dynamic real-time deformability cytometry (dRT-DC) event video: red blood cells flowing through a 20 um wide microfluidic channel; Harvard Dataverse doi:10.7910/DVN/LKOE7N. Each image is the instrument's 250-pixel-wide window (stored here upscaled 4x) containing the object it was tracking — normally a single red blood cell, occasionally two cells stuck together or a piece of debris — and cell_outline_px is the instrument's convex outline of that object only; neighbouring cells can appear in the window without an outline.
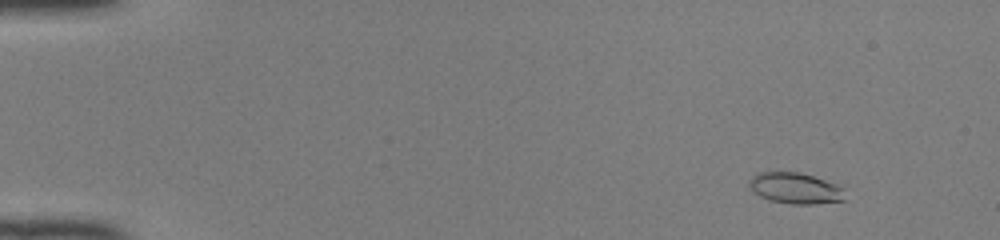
{"species": "common noctule bat (a hibernating species)", "species_latin": "Nyctalus noctula", "temperature_condition": "room temperature", "stored_images_in_passage": 47, "camera_frame_rate_fps": 3000, "um_per_image_px": 0.085, "animal": {"sex": "female", "body_mass_g": 22.0, "forearm_length_mm": 56.7}, "frame": {"image": 1, "passage_image": 2, "time_ms": 0.333, "image_size_px": [1000, 240], "cell_outline_px": [[844, 200], [812, 204], [792, 204], [768, 200], [760, 196], [748, 184], [752, 176], [760, 172], [796, 172], [812, 176], [836, 184], [844, 188]], "centroid_in_image_um": [67.6, 16.0], "position_along_channel_um": 17.4, "area_um2": 17.05}}
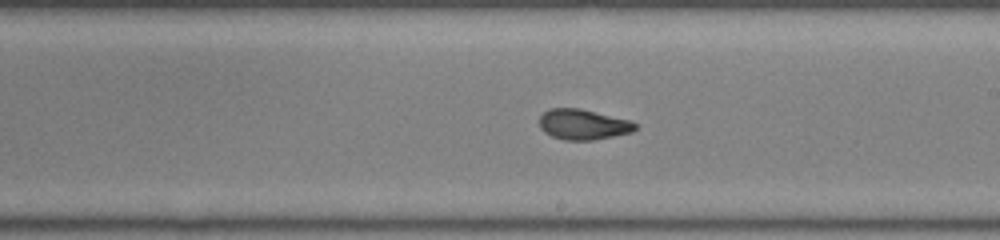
{"frame": {"image": 2, "passage_image": 27, "time_ms": 8.667, "image_size_px": [1000, 240], "cell_outline_px": [[636, 128], [632, 132], [592, 140], [564, 140], [552, 136], [544, 132], [540, 128], [540, 116], [548, 108], [580, 108], [628, 120], [636, 124]], "centroid_in_image_um": [49.52, 10.57], "position_along_channel_um": 239.5, "area_um2": 16.82}}
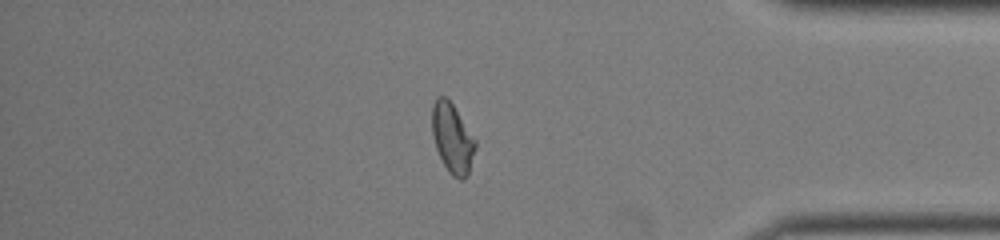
{"frame": {"image": 3, "passage_image": 40, "time_ms": 13.0, "image_size_px": [1000, 240], "cell_outline_px": [[476, 148], [468, 176], [464, 180], [460, 180], [452, 176], [448, 172], [436, 148], [432, 136], [432, 104], [440, 96], [444, 96], [452, 104], [476, 140]], "centroid_in_image_um": [38.46, 11.8], "position_along_channel_um": 396.7, "area_um2": 17.51}, "authors_computed_cell_mechanics": {"area_um2": 17.34, "velocity_mm_per_s": 4.1217, "shape_relaxation_time_tau1_ms": 5.06, "shape_relaxation_time_tau2_ms": 1.0417, "deformation_change_tau1": 0.1932, "deformation_change_tau2": 0.0566}}